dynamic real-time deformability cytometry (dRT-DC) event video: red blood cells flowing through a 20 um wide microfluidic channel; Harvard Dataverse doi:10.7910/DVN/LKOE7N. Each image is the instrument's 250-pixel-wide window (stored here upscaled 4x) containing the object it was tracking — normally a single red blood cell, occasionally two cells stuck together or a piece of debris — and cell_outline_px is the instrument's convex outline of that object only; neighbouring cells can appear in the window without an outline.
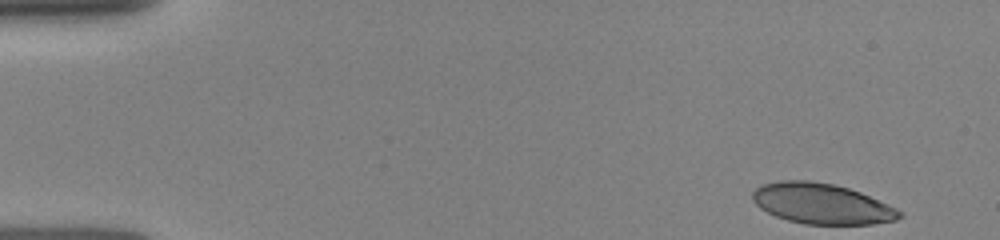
{"species": "human", "species_latin": "Homo sapiens", "temperature_condition": "room temperature", "stored_images_in_passage": 29, "camera_frame_rate_fps": 3000, "um_per_image_px": 0.085, "donor": {"sex": "female"}, "frame": {"image": 1, "passage_image": 1, "time_ms": 0.0, "image_size_px": [1000, 240], "cell_outline_px": [[904, 216], [896, 220], [872, 224], [804, 224], [788, 220], [776, 216], [760, 208], [752, 200], [752, 192], [760, 184], [780, 180], [808, 180], [832, 184], [848, 188], [860, 192], [888, 204], [904, 212]], "centroid_in_image_um": [69.84, 17.31], "position_along_channel_um": 15.2, "area_um2": 34.8}}
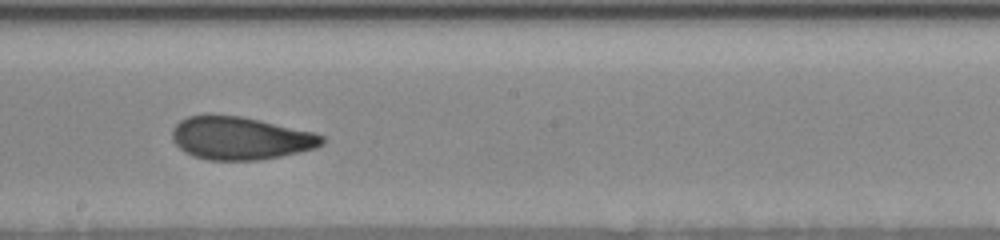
{"frame": {"image": 2, "passage_image": 16, "time_ms": 8.0, "image_size_px": [1000, 240], "cell_outline_px": [[324, 144], [316, 148], [280, 156], [260, 160], [208, 160], [192, 156], [184, 152], [172, 140], [172, 132], [176, 124], [180, 120], [188, 116], [240, 116], [260, 120], [316, 132], [324, 136]], "centroid_in_image_um": [20.46, 11.76], "position_along_channel_um": 227.7, "area_um2": 37.34}}
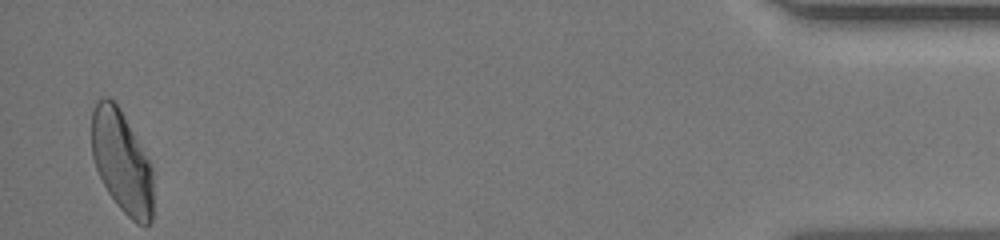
{"frame": {"image": 3, "passage_image": 29, "time_ms": 14.667, "image_size_px": [1000, 240], "cell_outline_px": [[152, 224], [140, 224], [132, 220], [116, 204], [108, 192], [96, 168], [92, 156], [92, 112], [96, 100], [104, 96], [108, 96], [120, 108], [152, 164]], "centroid_in_image_um": [10.35, 13.72], "position_along_channel_um": 424.8, "area_um2": 36.7}}